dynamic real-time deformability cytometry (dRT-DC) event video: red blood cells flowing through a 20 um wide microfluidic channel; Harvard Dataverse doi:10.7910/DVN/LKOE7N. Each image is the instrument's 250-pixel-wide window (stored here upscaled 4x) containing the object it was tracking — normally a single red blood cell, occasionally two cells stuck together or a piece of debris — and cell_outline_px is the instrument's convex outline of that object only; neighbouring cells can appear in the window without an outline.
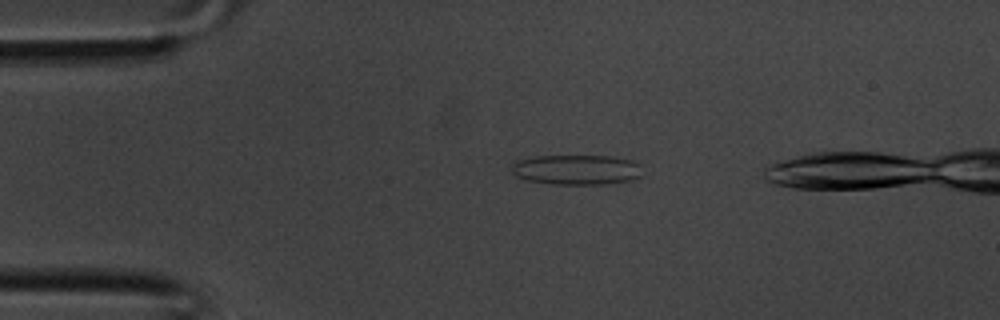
{"species": "common noctule bat (a hibernating species)", "species_latin": "Nyctalus noctula", "temperature_condition": "room temperature", "stored_images_in_passage": 33, "camera_frame_rate_fps": 3000, "um_per_image_px": 0.085, "animal": {"sex": "male", "body_mass_g": 20.1, "forearm_length_mm": 53.5}, "frame": {"image": 1, "passage_image": 7, "time_ms": 2.0, "image_size_px": [1000, 320], "cell_outline_px": [[640, 176], [632, 180], [604, 184], [552, 184], [524, 180], [516, 176], [512, 172], [512, 164], [516, 160], [532, 156], [612, 156], [632, 160], [640, 164]], "centroid_in_image_um": [48.97, 14.42], "position_along_channel_um": 36.0, "area_um2": 23.06}}
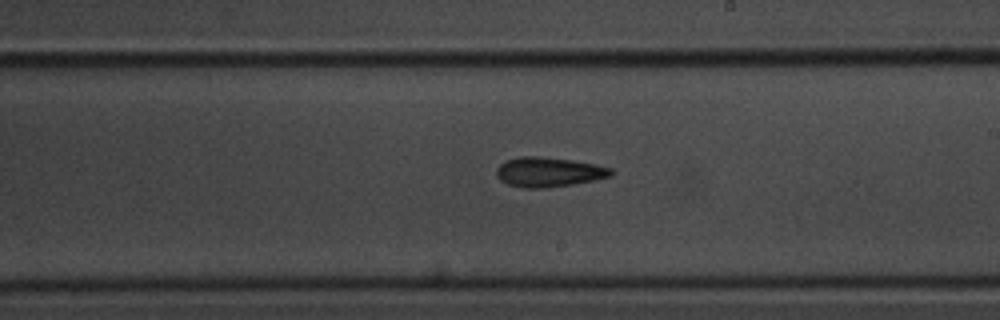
{"frame": {"image": 2, "passage_image": 20, "time_ms": 6.333, "image_size_px": [1000, 320], "cell_outline_px": [[612, 176], [572, 184], [548, 188], [520, 188], [508, 184], [500, 180], [496, 176], [496, 168], [500, 164], [508, 160], [520, 156], [536, 156], [572, 160], [596, 164], [612, 168]], "centroid_in_image_um": [46.61, 14.63], "position_along_channel_um": 242.4, "area_um2": 19.83}}
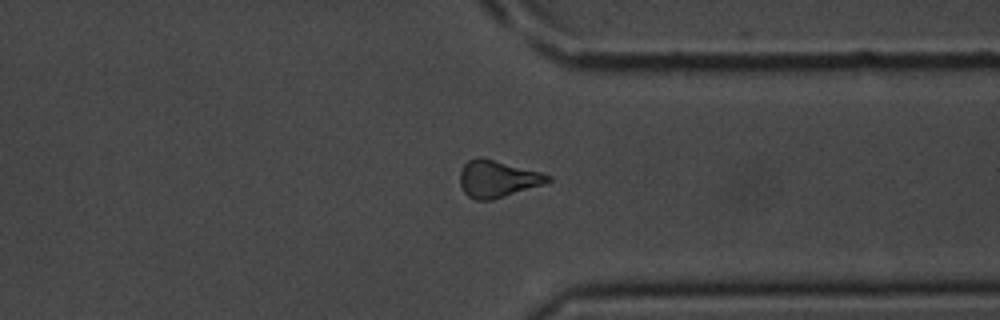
{"frame": {"image": 3, "passage_image": 27, "time_ms": 8.667, "image_size_px": [1000, 320], "cell_outline_px": [[552, 180], [544, 184], [492, 200], [472, 200], [464, 192], [460, 184], [460, 172], [464, 164], [468, 160], [480, 156], [540, 172], [552, 176]], "centroid_in_image_um": [42.27, 15.21], "position_along_channel_um": 369.1, "area_um2": 18.9}}